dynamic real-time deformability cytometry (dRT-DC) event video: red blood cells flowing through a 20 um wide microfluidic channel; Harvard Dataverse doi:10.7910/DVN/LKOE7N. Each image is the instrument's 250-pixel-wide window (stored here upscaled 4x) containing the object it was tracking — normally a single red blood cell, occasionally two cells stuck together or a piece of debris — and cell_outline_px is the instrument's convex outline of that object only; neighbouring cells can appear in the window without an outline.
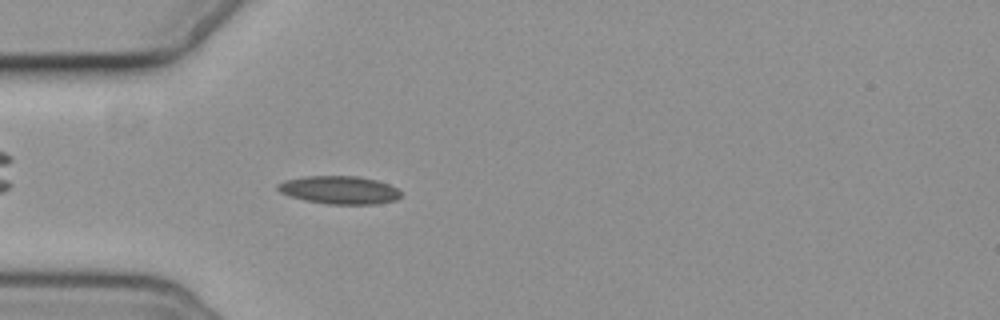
{"species": "common noctule bat (a hibernating species)", "species_latin": "Nyctalus noctula", "temperature_condition": "cold", "stored_images_in_passage": 6, "camera_frame_rate_fps": 3000, "um_per_image_px": 0.085, "animal": {"sex": "female", "body_mass_g": 19.3, "forearm_length_mm": 54.1}, "frame": {"image": 1, "passage_image": 6, "time_ms": 5.667, "image_size_px": [1000, 320], "cell_outline_px": [[400, 196], [396, 200], [376, 204], [328, 204], [304, 200], [280, 192], [276, 188], [276, 184], [284, 180], [304, 176], [360, 176], [376, 180], [388, 184], [396, 188], [400, 192]], "centroid_in_image_um": [28.82, 16.14], "position_along_channel_um": 56.2, "area_um2": 20.11}}